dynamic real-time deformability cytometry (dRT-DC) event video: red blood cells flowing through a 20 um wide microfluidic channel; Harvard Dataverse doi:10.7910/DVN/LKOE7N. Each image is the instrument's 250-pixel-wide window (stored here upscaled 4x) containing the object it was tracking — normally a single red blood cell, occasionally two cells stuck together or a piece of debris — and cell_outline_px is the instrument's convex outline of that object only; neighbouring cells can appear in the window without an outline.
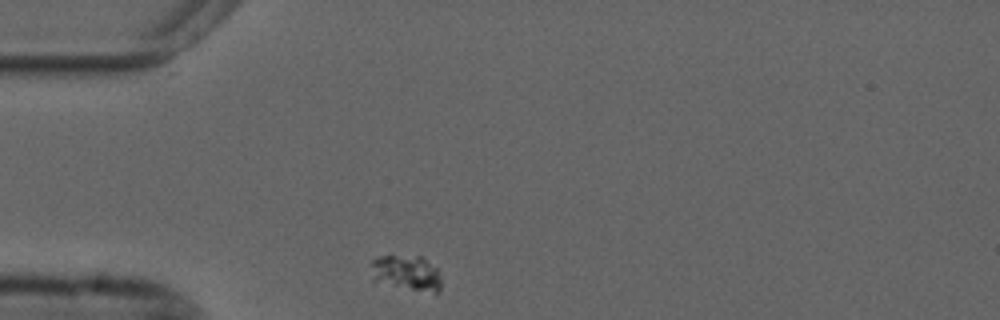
{"species": "common noctule bat (a hibernating species)", "species_latin": "Nyctalus noctula", "temperature_condition": "cold", "stored_images_in_passage": 44, "camera_frame_rate_fps": 3000, "um_per_image_px": 0.085, "animal": {"sex": "male", "forearm_length_mm": 52.5}, "frame": {"image": 1, "passage_image": 1, "time_ms": 0.0, "image_size_px": [1000, 320], "cell_outline_px": [[440, 288], [436, 292], [412, 288], [372, 280], [372, 260], [380, 256], [420, 256], [436, 268], [440, 276]], "centroid_in_image_um": [34.54, 23.15], "position_along_channel_um": 50.5, "area_um2": 13.7}}
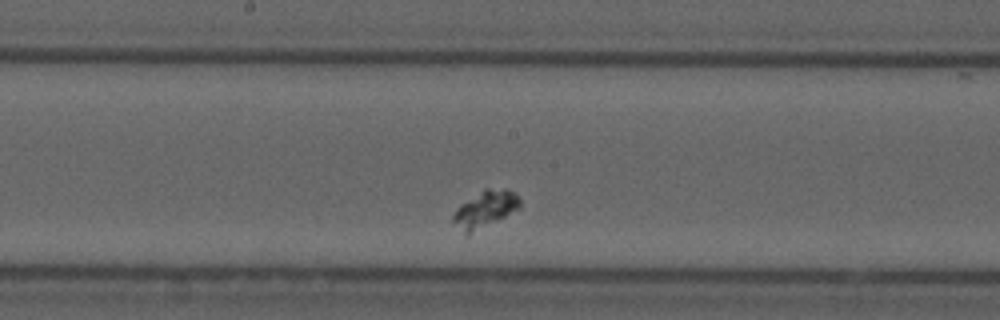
{"frame": {"image": 2, "passage_image": 16, "time_ms": 5.0, "image_size_px": [1000, 320], "cell_outline_px": [[520, 208], [468, 236], [464, 236], [452, 220], [452, 216], [456, 208], [460, 204], [484, 188], [504, 188], [516, 192], [520, 200]], "centroid_in_image_um": [41.21, 17.79], "position_along_channel_um": 207.0, "area_um2": 14.62}}
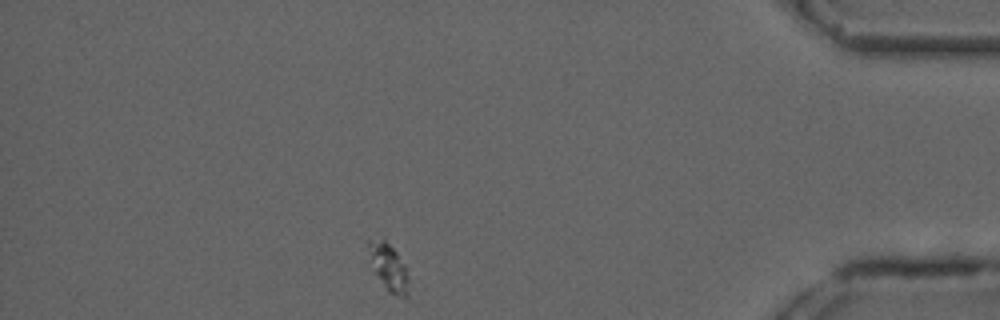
{"frame": {"image": 3, "passage_image": 37, "time_ms": 12.0, "image_size_px": [1000, 320], "cell_outline_px": [[408, 300], [396, 296], [388, 292], [376, 272], [368, 244], [368, 240], [384, 236], [396, 252], [404, 264], [408, 280]], "centroid_in_image_um": [33.09, 22.71], "position_along_channel_um": 402.1, "area_um2": 10.75}}